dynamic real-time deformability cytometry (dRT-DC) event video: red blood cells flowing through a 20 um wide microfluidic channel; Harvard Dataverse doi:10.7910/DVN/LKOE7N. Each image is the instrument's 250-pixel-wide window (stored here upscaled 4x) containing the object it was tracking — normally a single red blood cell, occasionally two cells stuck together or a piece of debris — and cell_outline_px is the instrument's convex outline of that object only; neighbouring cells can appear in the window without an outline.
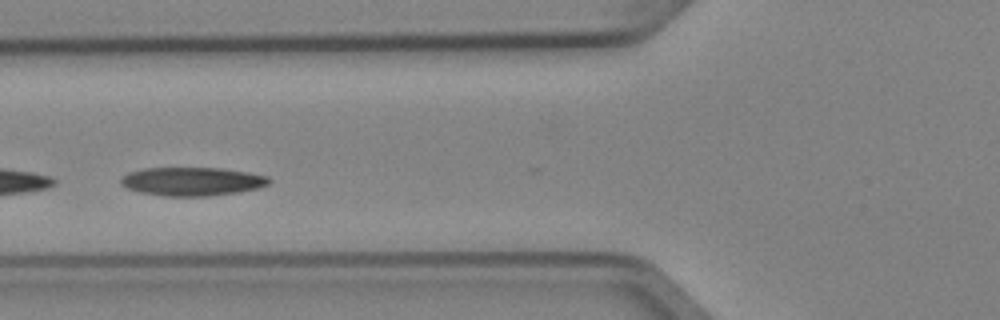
{"species": "Egyptian fruit bat (a non-hibernating species)", "species_latin": "Rousettus aegyptiacus", "temperature_condition": "cold", "stored_images_in_passage": 5, "camera_frame_rate_fps": 3000, "um_per_image_px": 0.085, "animal": {"sex": "female"}, "frame": {"image": 1, "passage_image": 4, "time_ms": 1.0, "image_size_px": [1000, 320], "cell_outline_px": [[272, 180], [268, 184], [260, 188], [236, 192], [208, 196], [164, 196], [140, 192], [128, 188], [120, 184], [120, 176], [128, 172], [144, 168], [224, 168], [248, 172], [268, 176]], "centroid_in_image_um": [16.32, 15.41], "position_along_channel_um": 109.5, "area_um2": 24.8}}